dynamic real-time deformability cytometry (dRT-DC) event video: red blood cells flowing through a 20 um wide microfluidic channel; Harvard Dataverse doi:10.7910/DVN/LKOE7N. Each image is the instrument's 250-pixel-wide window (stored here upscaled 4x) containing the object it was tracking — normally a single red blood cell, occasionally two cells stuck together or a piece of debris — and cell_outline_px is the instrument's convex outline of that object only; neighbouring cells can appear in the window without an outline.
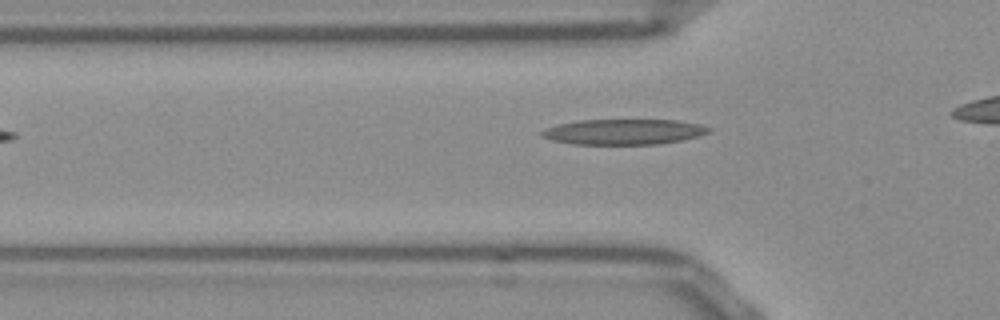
{"species": "Egyptian fruit bat (a non-hibernating species)", "species_latin": "Rousettus aegyptiacus", "temperature_condition": "room temperature", "stored_images_in_passage": 11, "camera_frame_rate_fps": 3000, "um_per_image_px": 0.085, "frame": {"image": 1, "passage_image": 5, "time_ms": 1.333, "image_size_px": [1000, 320], "cell_outline_px": [[712, 128], [708, 132], [696, 136], [680, 140], [656, 144], [572, 144], [552, 140], [540, 136], [540, 132], [544, 128], [556, 124], [580, 120], [676, 120], [700, 124]], "centroid_in_image_um": [52.94, 11.2], "position_along_channel_um": 72.9, "area_um2": 24.68}}
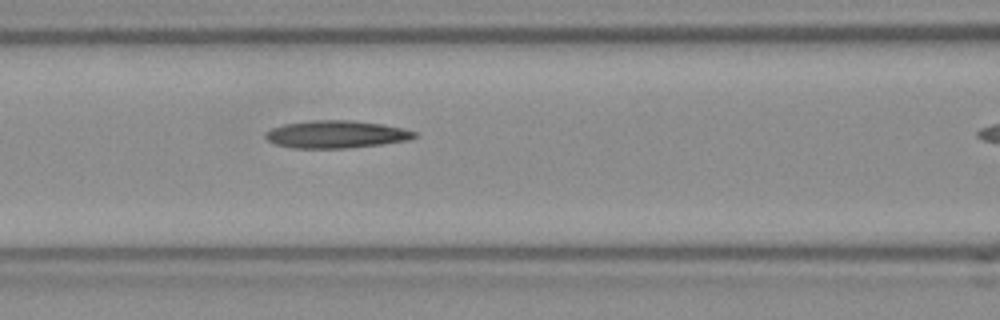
{"frame": {"image": 2, "passage_image": 10, "time_ms": 3.0, "image_size_px": [1000, 320], "cell_outline_px": [[416, 136], [408, 140], [380, 144], [344, 148], [292, 148], [276, 144], [268, 140], [264, 136], [264, 132], [272, 128], [284, 124], [308, 120], [352, 120], [380, 124], [404, 128], [416, 132]], "centroid_in_image_um": [28.53, 11.41], "position_along_channel_um": 138.1, "area_um2": 23.81}}